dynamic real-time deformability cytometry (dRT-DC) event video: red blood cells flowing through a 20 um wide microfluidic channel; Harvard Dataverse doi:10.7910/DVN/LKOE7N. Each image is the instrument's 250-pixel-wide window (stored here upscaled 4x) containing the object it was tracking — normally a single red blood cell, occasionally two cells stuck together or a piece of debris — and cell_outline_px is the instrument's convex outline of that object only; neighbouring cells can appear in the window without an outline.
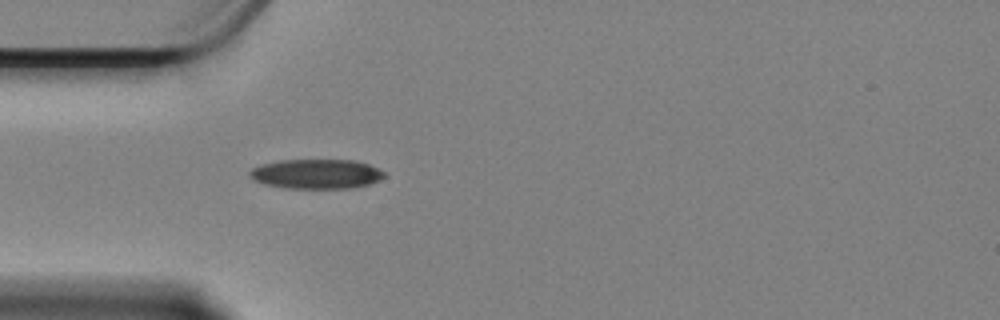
{"species": "Egyptian fruit bat (a non-hibernating species)", "species_latin": "Rousettus aegyptiacus", "temperature_condition": "cold", "stored_images_in_passage": 30, "camera_frame_rate_fps": 3000, "um_per_image_px": 0.085, "animal": {"sex": "female"}, "frame": {"image": 1, "passage_image": 1, "time_ms": 0.0, "image_size_px": [1000, 320], "cell_outline_px": [[384, 176], [380, 180], [368, 184], [352, 188], [284, 188], [264, 184], [252, 180], [248, 176], [248, 172], [252, 168], [264, 164], [280, 160], [356, 160], [368, 164], [384, 172]], "centroid_in_image_um": [26.85, 14.79], "position_along_channel_um": 58.1, "area_um2": 23.24}}
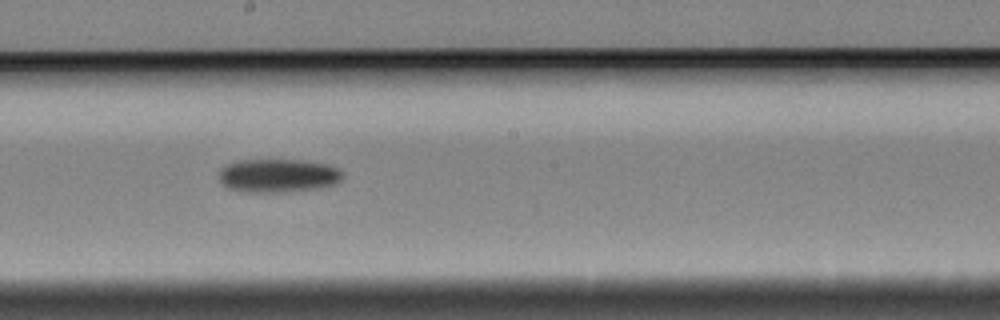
{"frame": {"image": 2, "passage_image": 16, "time_ms": 5.0, "image_size_px": [1000, 320], "cell_outline_px": [[344, 176], [336, 184], [320, 188], [276, 192], [248, 192], [228, 188], [220, 180], [220, 168], [228, 164], [240, 160], [304, 160], [324, 164], [336, 168]], "centroid_in_image_um": [23.63, 14.92], "position_along_channel_um": 224.6, "area_um2": 23.87}}
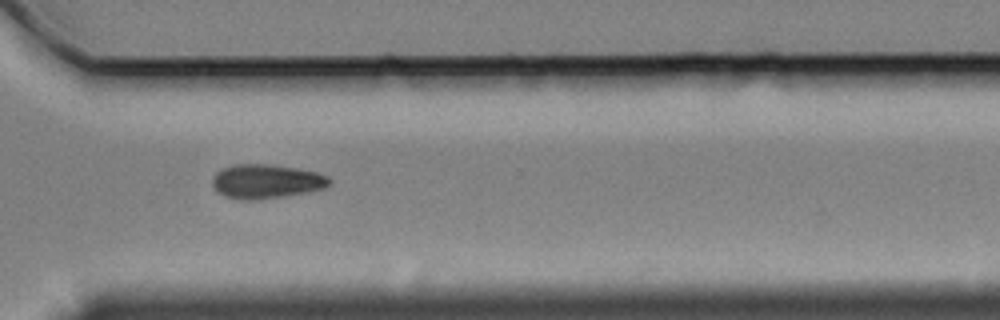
{"frame": {"image": 3, "passage_image": 27, "time_ms": 8.667, "image_size_px": [1000, 320], "cell_outline_px": [[332, 180], [324, 188], [308, 192], [252, 200], [248, 200], [224, 196], [216, 192], [212, 184], [212, 176], [216, 172], [224, 168], [236, 164], [268, 164], [296, 168], [316, 172], [328, 176]], "centroid_in_image_um": [22.6, 15.41], "position_along_channel_um": 348.0, "area_um2": 23.12}, "authors_computed_cell_mechanics": {"area_um2": 23.8425, "velocity_mm_per_s": 3.3681, "shape_relaxation_time_tau1_ms": 4.2195, "shape_relaxation_time_tau2_ms": null, "deformation_change_tau1": 0.0949, "deformation_change_tau2": null}}